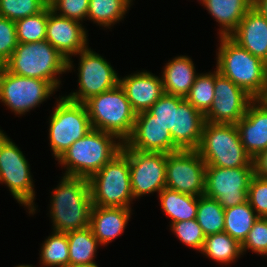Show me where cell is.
Listing matches in <instances>:
<instances>
[{
    "label": "cell",
    "mask_w": 267,
    "mask_h": 267,
    "mask_svg": "<svg viewBox=\"0 0 267 267\" xmlns=\"http://www.w3.org/2000/svg\"><path fill=\"white\" fill-rule=\"evenodd\" d=\"M235 125L240 141L252 159L267 148V104L262 99L253 100Z\"/></svg>",
    "instance_id": "19"
},
{
    "label": "cell",
    "mask_w": 267,
    "mask_h": 267,
    "mask_svg": "<svg viewBox=\"0 0 267 267\" xmlns=\"http://www.w3.org/2000/svg\"><path fill=\"white\" fill-rule=\"evenodd\" d=\"M247 201L257 212L258 217L267 218V180L252 176Z\"/></svg>",
    "instance_id": "38"
},
{
    "label": "cell",
    "mask_w": 267,
    "mask_h": 267,
    "mask_svg": "<svg viewBox=\"0 0 267 267\" xmlns=\"http://www.w3.org/2000/svg\"><path fill=\"white\" fill-rule=\"evenodd\" d=\"M48 6L36 15L17 20L16 34L18 43H31L46 39Z\"/></svg>",
    "instance_id": "32"
},
{
    "label": "cell",
    "mask_w": 267,
    "mask_h": 267,
    "mask_svg": "<svg viewBox=\"0 0 267 267\" xmlns=\"http://www.w3.org/2000/svg\"><path fill=\"white\" fill-rule=\"evenodd\" d=\"M119 85L124 90L133 111L138 114L148 109L164 94L162 78L149 72L130 75Z\"/></svg>",
    "instance_id": "21"
},
{
    "label": "cell",
    "mask_w": 267,
    "mask_h": 267,
    "mask_svg": "<svg viewBox=\"0 0 267 267\" xmlns=\"http://www.w3.org/2000/svg\"><path fill=\"white\" fill-rule=\"evenodd\" d=\"M229 37L253 56L267 58V19L253 6Z\"/></svg>",
    "instance_id": "20"
},
{
    "label": "cell",
    "mask_w": 267,
    "mask_h": 267,
    "mask_svg": "<svg viewBox=\"0 0 267 267\" xmlns=\"http://www.w3.org/2000/svg\"><path fill=\"white\" fill-rule=\"evenodd\" d=\"M131 0H89L87 17L103 26H110L119 21Z\"/></svg>",
    "instance_id": "30"
},
{
    "label": "cell",
    "mask_w": 267,
    "mask_h": 267,
    "mask_svg": "<svg viewBox=\"0 0 267 267\" xmlns=\"http://www.w3.org/2000/svg\"><path fill=\"white\" fill-rule=\"evenodd\" d=\"M55 89L49 81L18 76L0 67V99L17 114L28 112Z\"/></svg>",
    "instance_id": "12"
},
{
    "label": "cell",
    "mask_w": 267,
    "mask_h": 267,
    "mask_svg": "<svg viewBox=\"0 0 267 267\" xmlns=\"http://www.w3.org/2000/svg\"><path fill=\"white\" fill-rule=\"evenodd\" d=\"M122 150L129 157L130 182L133 197L160 191L166 187V153L141 152L124 142Z\"/></svg>",
    "instance_id": "13"
},
{
    "label": "cell",
    "mask_w": 267,
    "mask_h": 267,
    "mask_svg": "<svg viewBox=\"0 0 267 267\" xmlns=\"http://www.w3.org/2000/svg\"><path fill=\"white\" fill-rule=\"evenodd\" d=\"M130 208L94 206L91 211L90 225L99 244H106L119 236L128 223Z\"/></svg>",
    "instance_id": "22"
},
{
    "label": "cell",
    "mask_w": 267,
    "mask_h": 267,
    "mask_svg": "<svg viewBox=\"0 0 267 267\" xmlns=\"http://www.w3.org/2000/svg\"><path fill=\"white\" fill-rule=\"evenodd\" d=\"M17 45L15 22L0 16V66L10 59Z\"/></svg>",
    "instance_id": "36"
},
{
    "label": "cell",
    "mask_w": 267,
    "mask_h": 267,
    "mask_svg": "<svg viewBox=\"0 0 267 267\" xmlns=\"http://www.w3.org/2000/svg\"><path fill=\"white\" fill-rule=\"evenodd\" d=\"M204 115L185 98L179 106H173L171 137L180 150H196L199 146Z\"/></svg>",
    "instance_id": "18"
},
{
    "label": "cell",
    "mask_w": 267,
    "mask_h": 267,
    "mask_svg": "<svg viewBox=\"0 0 267 267\" xmlns=\"http://www.w3.org/2000/svg\"><path fill=\"white\" fill-rule=\"evenodd\" d=\"M29 171L22 151L0 130V181L7 184L19 203L31 207L30 213H33L35 195Z\"/></svg>",
    "instance_id": "10"
},
{
    "label": "cell",
    "mask_w": 267,
    "mask_h": 267,
    "mask_svg": "<svg viewBox=\"0 0 267 267\" xmlns=\"http://www.w3.org/2000/svg\"><path fill=\"white\" fill-rule=\"evenodd\" d=\"M184 97L164 93L149 109L148 112L168 126V131L171 133L173 106H179V103Z\"/></svg>",
    "instance_id": "39"
},
{
    "label": "cell",
    "mask_w": 267,
    "mask_h": 267,
    "mask_svg": "<svg viewBox=\"0 0 267 267\" xmlns=\"http://www.w3.org/2000/svg\"><path fill=\"white\" fill-rule=\"evenodd\" d=\"M242 253L247 248L261 255H267V218L258 217L241 244Z\"/></svg>",
    "instance_id": "37"
},
{
    "label": "cell",
    "mask_w": 267,
    "mask_h": 267,
    "mask_svg": "<svg viewBox=\"0 0 267 267\" xmlns=\"http://www.w3.org/2000/svg\"><path fill=\"white\" fill-rule=\"evenodd\" d=\"M3 66L15 75L46 80L57 88L60 81L55 75L67 70V59L44 40L18 43Z\"/></svg>",
    "instance_id": "6"
},
{
    "label": "cell",
    "mask_w": 267,
    "mask_h": 267,
    "mask_svg": "<svg viewBox=\"0 0 267 267\" xmlns=\"http://www.w3.org/2000/svg\"><path fill=\"white\" fill-rule=\"evenodd\" d=\"M162 76L164 93L185 98L196 78L194 64L186 56L174 58L167 63Z\"/></svg>",
    "instance_id": "23"
},
{
    "label": "cell",
    "mask_w": 267,
    "mask_h": 267,
    "mask_svg": "<svg viewBox=\"0 0 267 267\" xmlns=\"http://www.w3.org/2000/svg\"><path fill=\"white\" fill-rule=\"evenodd\" d=\"M215 73L197 75L185 99L199 112L205 115L215 98Z\"/></svg>",
    "instance_id": "31"
},
{
    "label": "cell",
    "mask_w": 267,
    "mask_h": 267,
    "mask_svg": "<svg viewBox=\"0 0 267 267\" xmlns=\"http://www.w3.org/2000/svg\"><path fill=\"white\" fill-rule=\"evenodd\" d=\"M86 37V32L80 22L57 15L48 5L45 40L67 59V70L72 67L69 56L78 54L87 48Z\"/></svg>",
    "instance_id": "17"
},
{
    "label": "cell",
    "mask_w": 267,
    "mask_h": 267,
    "mask_svg": "<svg viewBox=\"0 0 267 267\" xmlns=\"http://www.w3.org/2000/svg\"><path fill=\"white\" fill-rule=\"evenodd\" d=\"M53 12H62L59 16L80 21L87 16L89 0H48Z\"/></svg>",
    "instance_id": "40"
},
{
    "label": "cell",
    "mask_w": 267,
    "mask_h": 267,
    "mask_svg": "<svg viewBox=\"0 0 267 267\" xmlns=\"http://www.w3.org/2000/svg\"><path fill=\"white\" fill-rule=\"evenodd\" d=\"M206 166L196 150L166 153V187L196 197L203 196Z\"/></svg>",
    "instance_id": "11"
},
{
    "label": "cell",
    "mask_w": 267,
    "mask_h": 267,
    "mask_svg": "<svg viewBox=\"0 0 267 267\" xmlns=\"http://www.w3.org/2000/svg\"><path fill=\"white\" fill-rule=\"evenodd\" d=\"M161 206L172 223L196 219L198 197L165 187L159 193Z\"/></svg>",
    "instance_id": "25"
},
{
    "label": "cell",
    "mask_w": 267,
    "mask_h": 267,
    "mask_svg": "<svg viewBox=\"0 0 267 267\" xmlns=\"http://www.w3.org/2000/svg\"><path fill=\"white\" fill-rule=\"evenodd\" d=\"M69 245V265L93 262L98 239L90 227L66 232Z\"/></svg>",
    "instance_id": "27"
},
{
    "label": "cell",
    "mask_w": 267,
    "mask_h": 267,
    "mask_svg": "<svg viewBox=\"0 0 267 267\" xmlns=\"http://www.w3.org/2000/svg\"><path fill=\"white\" fill-rule=\"evenodd\" d=\"M264 71H265V77L267 80V58L264 60Z\"/></svg>",
    "instance_id": "44"
},
{
    "label": "cell",
    "mask_w": 267,
    "mask_h": 267,
    "mask_svg": "<svg viewBox=\"0 0 267 267\" xmlns=\"http://www.w3.org/2000/svg\"><path fill=\"white\" fill-rule=\"evenodd\" d=\"M253 175V167L206 166L204 195L216 199L224 209L245 203Z\"/></svg>",
    "instance_id": "9"
},
{
    "label": "cell",
    "mask_w": 267,
    "mask_h": 267,
    "mask_svg": "<svg viewBox=\"0 0 267 267\" xmlns=\"http://www.w3.org/2000/svg\"><path fill=\"white\" fill-rule=\"evenodd\" d=\"M254 175L267 180V148L253 158Z\"/></svg>",
    "instance_id": "41"
},
{
    "label": "cell",
    "mask_w": 267,
    "mask_h": 267,
    "mask_svg": "<svg viewBox=\"0 0 267 267\" xmlns=\"http://www.w3.org/2000/svg\"><path fill=\"white\" fill-rule=\"evenodd\" d=\"M17 267H32V266H29V265H20V266H17Z\"/></svg>",
    "instance_id": "46"
},
{
    "label": "cell",
    "mask_w": 267,
    "mask_h": 267,
    "mask_svg": "<svg viewBox=\"0 0 267 267\" xmlns=\"http://www.w3.org/2000/svg\"><path fill=\"white\" fill-rule=\"evenodd\" d=\"M201 251L216 261L229 263L242 253V248L229 234L220 232L205 236Z\"/></svg>",
    "instance_id": "28"
},
{
    "label": "cell",
    "mask_w": 267,
    "mask_h": 267,
    "mask_svg": "<svg viewBox=\"0 0 267 267\" xmlns=\"http://www.w3.org/2000/svg\"><path fill=\"white\" fill-rule=\"evenodd\" d=\"M48 6V0H0V16L16 22L36 15Z\"/></svg>",
    "instance_id": "34"
},
{
    "label": "cell",
    "mask_w": 267,
    "mask_h": 267,
    "mask_svg": "<svg viewBox=\"0 0 267 267\" xmlns=\"http://www.w3.org/2000/svg\"><path fill=\"white\" fill-rule=\"evenodd\" d=\"M253 7L267 19V0H253Z\"/></svg>",
    "instance_id": "42"
},
{
    "label": "cell",
    "mask_w": 267,
    "mask_h": 267,
    "mask_svg": "<svg viewBox=\"0 0 267 267\" xmlns=\"http://www.w3.org/2000/svg\"><path fill=\"white\" fill-rule=\"evenodd\" d=\"M171 227L180 241L199 251L202 250L205 235L196 219L175 222Z\"/></svg>",
    "instance_id": "35"
},
{
    "label": "cell",
    "mask_w": 267,
    "mask_h": 267,
    "mask_svg": "<svg viewBox=\"0 0 267 267\" xmlns=\"http://www.w3.org/2000/svg\"><path fill=\"white\" fill-rule=\"evenodd\" d=\"M258 216L249 202L224 209V232L240 244L246 239Z\"/></svg>",
    "instance_id": "26"
},
{
    "label": "cell",
    "mask_w": 267,
    "mask_h": 267,
    "mask_svg": "<svg viewBox=\"0 0 267 267\" xmlns=\"http://www.w3.org/2000/svg\"><path fill=\"white\" fill-rule=\"evenodd\" d=\"M67 267H98V266L95 263H89V264L68 265Z\"/></svg>",
    "instance_id": "43"
},
{
    "label": "cell",
    "mask_w": 267,
    "mask_h": 267,
    "mask_svg": "<svg viewBox=\"0 0 267 267\" xmlns=\"http://www.w3.org/2000/svg\"><path fill=\"white\" fill-rule=\"evenodd\" d=\"M262 100L267 104V89H266V93L263 96Z\"/></svg>",
    "instance_id": "45"
},
{
    "label": "cell",
    "mask_w": 267,
    "mask_h": 267,
    "mask_svg": "<svg viewBox=\"0 0 267 267\" xmlns=\"http://www.w3.org/2000/svg\"><path fill=\"white\" fill-rule=\"evenodd\" d=\"M141 152L173 153L180 149L173 143L168 126L156 120L148 111L136 114L131 136L124 142Z\"/></svg>",
    "instance_id": "16"
},
{
    "label": "cell",
    "mask_w": 267,
    "mask_h": 267,
    "mask_svg": "<svg viewBox=\"0 0 267 267\" xmlns=\"http://www.w3.org/2000/svg\"><path fill=\"white\" fill-rule=\"evenodd\" d=\"M196 151L207 166L253 167V159L243 147L235 124H214L205 121Z\"/></svg>",
    "instance_id": "4"
},
{
    "label": "cell",
    "mask_w": 267,
    "mask_h": 267,
    "mask_svg": "<svg viewBox=\"0 0 267 267\" xmlns=\"http://www.w3.org/2000/svg\"><path fill=\"white\" fill-rule=\"evenodd\" d=\"M40 258L45 266L67 267L69 265L67 233L54 231V234L44 242Z\"/></svg>",
    "instance_id": "33"
},
{
    "label": "cell",
    "mask_w": 267,
    "mask_h": 267,
    "mask_svg": "<svg viewBox=\"0 0 267 267\" xmlns=\"http://www.w3.org/2000/svg\"><path fill=\"white\" fill-rule=\"evenodd\" d=\"M114 137L117 138L111 133L92 129L74 142L58 159L62 165H67L65 176L89 179L97 173L122 149L123 143H114Z\"/></svg>",
    "instance_id": "3"
},
{
    "label": "cell",
    "mask_w": 267,
    "mask_h": 267,
    "mask_svg": "<svg viewBox=\"0 0 267 267\" xmlns=\"http://www.w3.org/2000/svg\"><path fill=\"white\" fill-rule=\"evenodd\" d=\"M215 98L205 121L214 124H236L246 114L248 105L254 100L230 79L215 72Z\"/></svg>",
    "instance_id": "15"
},
{
    "label": "cell",
    "mask_w": 267,
    "mask_h": 267,
    "mask_svg": "<svg viewBox=\"0 0 267 267\" xmlns=\"http://www.w3.org/2000/svg\"><path fill=\"white\" fill-rule=\"evenodd\" d=\"M204 5L224 28L221 37H229L253 6V0H207Z\"/></svg>",
    "instance_id": "24"
},
{
    "label": "cell",
    "mask_w": 267,
    "mask_h": 267,
    "mask_svg": "<svg viewBox=\"0 0 267 267\" xmlns=\"http://www.w3.org/2000/svg\"><path fill=\"white\" fill-rule=\"evenodd\" d=\"M196 220L205 236L224 232V208L216 199L198 197Z\"/></svg>",
    "instance_id": "29"
},
{
    "label": "cell",
    "mask_w": 267,
    "mask_h": 267,
    "mask_svg": "<svg viewBox=\"0 0 267 267\" xmlns=\"http://www.w3.org/2000/svg\"><path fill=\"white\" fill-rule=\"evenodd\" d=\"M92 129L85 104L62 97L50 119L49 137L55 157L59 159L74 142Z\"/></svg>",
    "instance_id": "8"
},
{
    "label": "cell",
    "mask_w": 267,
    "mask_h": 267,
    "mask_svg": "<svg viewBox=\"0 0 267 267\" xmlns=\"http://www.w3.org/2000/svg\"><path fill=\"white\" fill-rule=\"evenodd\" d=\"M93 129L115 135L126 141L132 134L136 113L118 84L84 102Z\"/></svg>",
    "instance_id": "5"
},
{
    "label": "cell",
    "mask_w": 267,
    "mask_h": 267,
    "mask_svg": "<svg viewBox=\"0 0 267 267\" xmlns=\"http://www.w3.org/2000/svg\"><path fill=\"white\" fill-rule=\"evenodd\" d=\"M52 198L54 231L66 233L89 227L93 203L88 179L64 176Z\"/></svg>",
    "instance_id": "1"
},
{
    "label": "cell",
    "mask_w": 267,
    "mask_h": 267,
    "mask_svg": "<svg viewBox=\"0 0 267 267\" xmlns=\"http://www.w3.org/2000/svg\"><path fill=\"white\" fill-rule=\"evenodd\" d=\"M220 38L216 69L254 100L262 99L267 89L264 61L240 47L230 37Z\"/></svg>",
    "instance_id": "2"
},
{
    "label": "cell",
    "mask_w": 267,
    "mask_h": 267,
    "mask_svg": "<svg viewBox=\"0 0 267 267\" xmlns=\"http://www.w3.org/2000/svg\"><path fill=\"white\" fill-rule=\"evenodd\" d=\"M88 180L94 206L130 208V201L134 197L129 157L122 149Z\"/></svg>",
    "instance_id": "7"
},
{
    "label": "cell",
    "mask_w": 267,
    "mask_h": 267,
    "mask_svg": "<svg viewBox=\"0 0 267 267\" xmlns=\"http://www.w3.org/2000/svg\"><path fill=\"white\" fill-rule=\"evenodd\" d=\"M81 56L79 66V92H74L67 99L84 103L89 98L110 90L119 84L116 71L100 55L88 49L78 53Z\"/></svg>",
    "instance_id": "14"
}]
</instances>
